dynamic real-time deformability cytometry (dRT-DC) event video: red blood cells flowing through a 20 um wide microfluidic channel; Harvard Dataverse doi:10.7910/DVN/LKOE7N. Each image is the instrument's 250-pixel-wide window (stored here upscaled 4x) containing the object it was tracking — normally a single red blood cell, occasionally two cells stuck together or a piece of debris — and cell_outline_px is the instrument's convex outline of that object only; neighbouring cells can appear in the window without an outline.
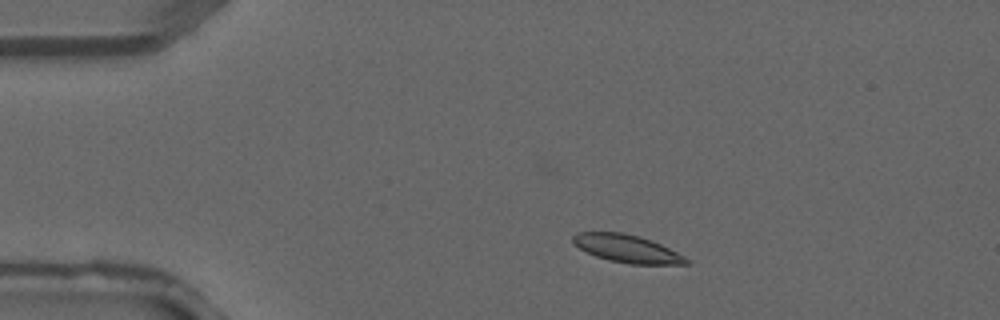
{"species": "common noctule bat (a hibernating species)", "species_latin": "Nyctalus noctula", "temperature_condition": "warm", "stored_images_in_passage": 2, "camera_frame_rate_fps": 3000, "um_per_image_px": 0.085, "animal": {"sex": "male", "forearm_length_mm": 52.5}, "frame": {"image": 1, "passage_image": 2, "time_ms": 0.333, "image_size_px": [1000, 320], "cell_outline_px": [[692, 260], [688, 264], [628, 264], [608, 260], [596, 256], [580, 248], [572, 240], [572, 236], [576, 232], [620, 232], [640, 236], [660, 244]], "centroid_in_image_um": [53.31, 21.13], "position_along_channel_um": 31.7, "area_um2": 18.21}}